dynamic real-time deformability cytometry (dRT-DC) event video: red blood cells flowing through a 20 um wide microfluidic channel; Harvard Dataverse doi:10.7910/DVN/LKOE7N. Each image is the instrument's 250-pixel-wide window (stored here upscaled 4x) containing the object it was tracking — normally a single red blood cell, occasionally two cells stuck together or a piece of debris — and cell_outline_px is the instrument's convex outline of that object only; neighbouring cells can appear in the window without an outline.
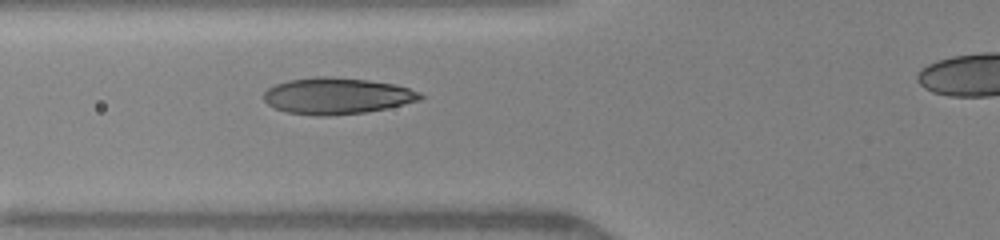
{"species": "human", "species_latin": "Homo sapiens", "temperature_condition": "warm", "stored_images_in_passage": 8, "segment_of_instrument_passage": [1, 2], "camera_frame_rate_fps": 3000, "um_per_image_px": 0.085, "donor": {"sex": "female"}, "frame": {"image": 1, "passage_image": 7, "time_ms": 5.0, "image_size_px": [1000, 240], "cell_outline_px": [[424, 96], [420, 100], [388, 108], [364, 112], [324, 116], [320, 116], [288, 112], [276, 108], [268, 104], [264, 100], [264, 92], [268, 88], [276, 84], [288, 80], [316, 76], [332, 76], [368, 80], [396, 84], [420, 92]], "centroid_in_image_um": [28.65, 8.14], "position_along_channel_um": 97.1, "area_um2": 33.12}}